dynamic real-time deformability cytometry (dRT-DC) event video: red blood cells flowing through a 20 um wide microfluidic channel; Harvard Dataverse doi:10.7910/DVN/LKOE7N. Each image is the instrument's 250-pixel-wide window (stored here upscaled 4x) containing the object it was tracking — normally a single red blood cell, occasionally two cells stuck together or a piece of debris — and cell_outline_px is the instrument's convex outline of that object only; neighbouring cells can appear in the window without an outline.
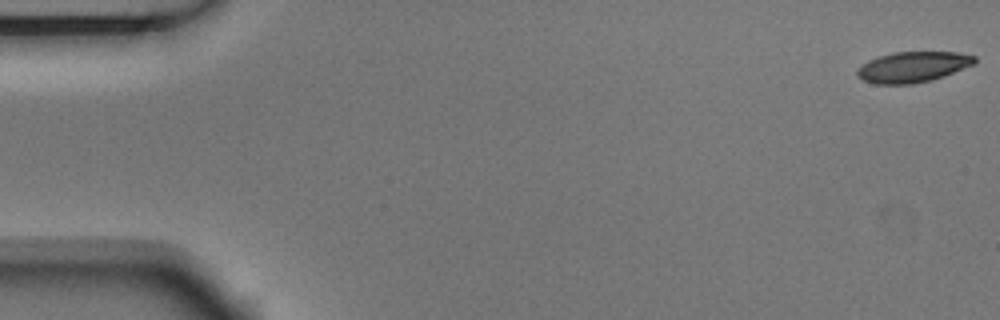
{"species": "Egyptian fruit bat (a non-hibernating species)", "species_latin": "Rousettus aegyptiacus", "temperature_condition": "room temperature", "stored_images_in_passage": 7, "camera_frame_rate_fps": 3000, "um_per_image_px": 0.085, "animal": {"sex": "male"}, "frame": {"image": 1, "passage_image": 1, "time_ms": 0.0, "image_size_px": [1000, 320], "cell_outline_px": [[976, 64], [944, 76], [932, 80], [912, 84], [872, 84], [856, 76], [856, 72], [868, 60], [876, 56], [892, 52], [956, 52], [976, 56]], "centroid_in_image_um": [77.6, 5.69], "position_along_channel_um": 7.4, "area_um2": 21.15}}
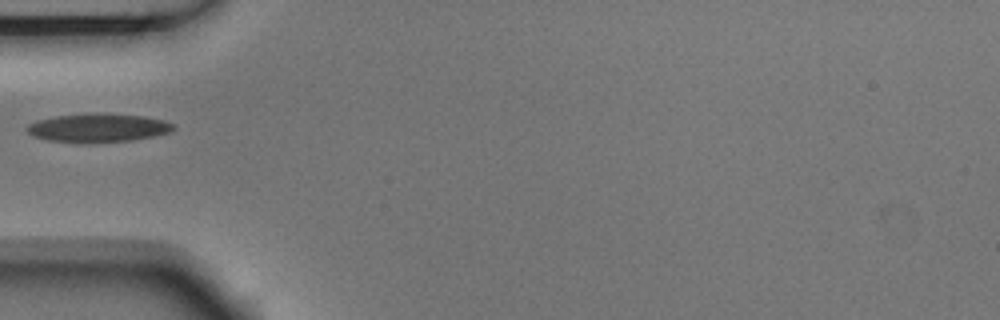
{"frame": {"image": 2, "passage_image": 6, "time_ms": 1.667, "image_size_px": [1000, 320], "cell_outline_px": [[176, 128], [172, 132], [132, 140], [92, 144], [84, 144], [48, 140], [32, 136], [24, 128], [28, 124], [36, 120], [56, 116], [88, 112], [96, 112], [144, 116], [164, 120], [176, 124]], "centroid_in_image_um": [8.33, 10.87], "position_along_channel_um": 76.7, "area_um2": 25.2}}
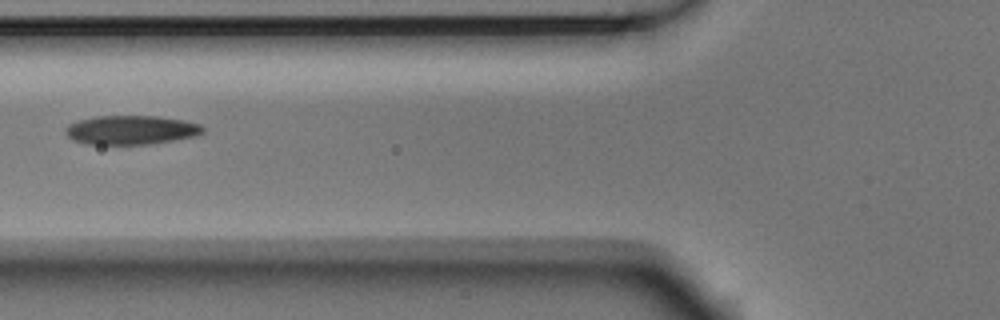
{"frame": {"image": 3, "passage_image": 7, "time_ms": 2.0, "image_size_px": [1000, 320], "cell_outline_px": [[204, 132], [196, 136], [148, 144], [88, 144], [72, 140], [64, 132], [64, 128], [68, 124], [80, 120], [96, 116], [156, 116], [184, 120], [200, 124], [204, 128]], "centroid_in_image_um": [11.12, 11.04], "position_along_channel_um": 114.7, "area_um2": 23.24}}